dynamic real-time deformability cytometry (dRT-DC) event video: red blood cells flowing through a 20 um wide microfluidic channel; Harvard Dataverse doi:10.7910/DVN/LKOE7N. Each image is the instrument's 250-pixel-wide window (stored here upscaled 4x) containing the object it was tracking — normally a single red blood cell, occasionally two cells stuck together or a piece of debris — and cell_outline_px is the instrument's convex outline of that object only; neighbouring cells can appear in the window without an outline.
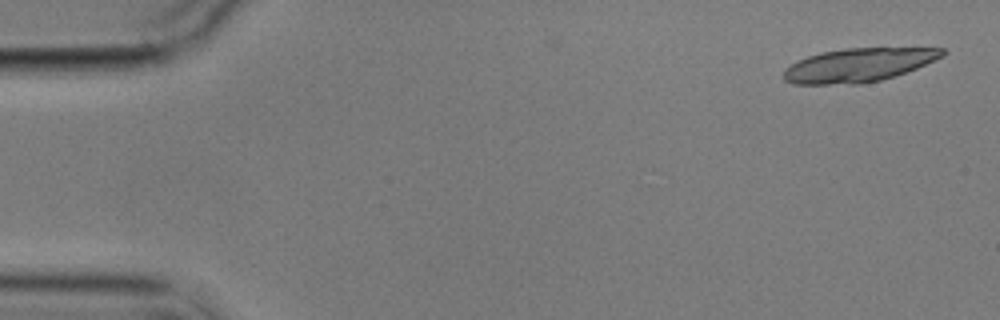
{"species": "common noctule bat (a hibernating species)", "species_latin": "Nyctalus noctula", "temperature_condition": "cold", "stored_images_in_passage": 5, "camera_frame_rate_fps": 3000, "um_per_image_px": 0.085, "animal": {"sex": "male", "body_mass_g": 17.9}, "frame": {"image": 1, "passage_image": 1, "time_ms": 0.0, "image_size_px": [1000, 320], "cell_outline_px": [[948, 52], [944, 56], [916, 68], [880, 80], [860, 84], [792, 84], [784, 80], [784, 72], [792, 64], [808, 56], [824, 52], [844, 48], [944, 48]], "centroid_in_image_um": [73.0, 5.53], "position_along_channel_um": 12.0, "area_um2": 30.75}}